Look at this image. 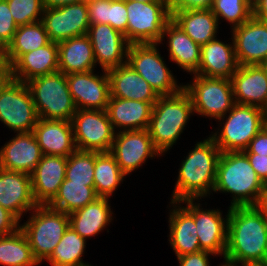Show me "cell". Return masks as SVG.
Masks as SVG:
<instances>
[{
  "label": "cell",
  "instance_id": "cell-1",
  "mask_svg": "<svg viewBox=\"0 0 267 266\" xmlns=\"http://www.w3.org/2000/svg\"><path fill=\"white\" fill-rule=\"evenodd\" d=\"M224 259L239 265L267 263V219L254 206L229 207Z\"/></svg>",
  "mask_w": 267,
  "mask_h": 266
},
{
  "label": "cell",
  "instance_id": "cell-2",
  "mask_svg": "<svg viewBox=\"0 0 267 266\" xmlns=\"http://www.w3.org/2000/svg\"><path fill=\"white\" fill-rule=\"evenodd\" d=\"M195 145L181 164L171 202L197 201L214 189L221 152L210 136Z\"/></svg>",
  "mask_w": 267,
  "mask_h": 266
},
{
  "label": "cell",
  "instance_id": "cell-3",
  "mask_svg": "<svg viewBox=\"0 0 267 266\" xmlns=\"http://www.w3.org/2000/svg\"><path fill=\"white\" fill-rule=\"evenodd\" d=\"M264 187L243 151L220 154L213 191L233 194L230 207L254 206Z\"/></svg>",
  "mask_w": 267,
  "mask_h": 266
},
{
  "label": "cell",
  "instance_id": "cell-4",
  "mask_svg": "<svg viewBox=\"0 0 267 266\" xmlns=\"http://www.w3.org/2000/svg\"><path fill=\"white\" fill-rule=\"evenodd\" d=\"M193 112L191 97L184 88L178 93L157 99L147 130L161 155L179 139Z\"/></svg>",
  "mask_w": 267,
  "mask_h": 266
},
{
  "label": "cell",
  "instance_id": "cell-5",
  "mask_svg": "<svg viewBox=\"0 0 267 266\" xmlns=\"http://www.w3.org/2000/svg\"><path fill=\"white\" fill-rule=\"evenodd\" d=\"M39 118L72 121L76 107L67 77L62 72L35 77L26 82Z\"/></svg>",
  "mask_w": 267,
  "mask_h": 266
},
{
  "label": "cell",
  "instance_id": "cell-6",
  "mask_svg": "<svg viewBox=\"0 0 267 266\" xmlns=\"http://www.w3.org/2000/svg\"><path fill=\"white\" fill-rule=\"evenodd\" d=\"M30 218L20 226L28 239L33 256L41 263L47 260L69 227V214L37 205Z\"/></svg>",
  "mask_w": 267,
  "mask_h": 266
},
{
  "label": "cell",
  "instance_id": "cell-7",
  "mask_svg": "<svg viewBox=\"0 0 267 266\" xmlns=\"http://www.w3.org/2000/svg\"><path fill=\"white\" fill-rule=\"evenodd\" d=\"M220 129L210 137L220 152L244 151L267 124V112L259 107L235 104Z\"/></svg>",
  "mask_w": 267,
  "mask_h": 266
},
{
  "label": "cell",
  "instance_id": "cell-8",
  "mask_svg": "<svg viewBox=\"0 0 267 266\" xmlns=\"http://www.w3.org/2000/svg\"><path fill=\"white\" fill-rule=\"evenodd\" d=\"M129 44L162 42L163 30L171 20L169 1H126Z\"/></svg>",
  "mask_w": 267,
  "mask_h": 266
},
{
  "label": "cell",
  "instance_id": "cell-9",
  "mask_svg": "<svg viewBox=\"0 0 267 266\" xmlns=\"http://www.w3.org/2000/svg\"><path fill=\"white\" fill-rule=\"evenodd\" d=\"M193 80L183 88L191 97L194 113L224 121L236 104L231 79L194 74Z\"/></svg>",
  "mask_w": 267,
  "mask_h": 266
},
{
  "label": "cell",
  "instance_id": "cell-10",
  "mask_svg": "<svg viewBox=\"0 0 267 266\" xmlns=\"http://www.w3.org/2000/svg\"><path fill=\"white\" fill-rule=\"evenodd\" d=\"M39 117L27 84L8 76L0 85V121L14 133L32 132Z\"/></svg>",
  "mask_w": 267,
  "mask_h": 266
},
{
  "label": "cell",
  "instance_id": "cell-11",
  "mask_svg": "<svg viewBox=\"0 0 267 266\" xmlns=\"http://www.w3.org/2000/svg\"><path fill=\"white\" fill-rule=\"evenodd\" d=\"M158 43L130 44L127 63L142 76L159 96L178 93L177 82L157 49Z\"/></svg>",
  "mask_w": 267,
  "mask_h": 266
},
{
  "label": "cell",
  "instance_id": "cell-12",
  "mask_svg": "<svg viewBox=\"0 0 267 266\" xmlns=\"http://www.w3.org/2000/svg\"><path fill=\"white\" fill-rule=\"evenodd\" d=\"M71 122L77 150L110 152L116 132L106 110L77 109Z\"/></svg>",
  "mask_w": 267,
  "mask_h": 266
},
{
  "label": "cell",
  "instance_id": "cell-13",
  "mask_svg": "<svg viewBox=\"0 0 267 266\" xmlns=\"http://www.w3.org/2000/svg\"><path fill=\"white\" fill-rule=\"evenodd\" d=\"M41 21L52 42L86 35L90 26L87 2L46 8Z\"/></svg>",
  "mask_w": 267,
  "mask_h": 266
},
{
  "label": "cell",
  "instance_id": "cell-14",
  "mask_svg": "<svg viewBox=\"0 0 267 266\" xmlns=\"http://www.w3.org/2000/svg\"><path fill=\"white\" fill-rule=\"evenodd\" d=\"M110 153L127 176L147 160L161 155L147 129L116 131Z\"/></svg>",
  "mask_w": 267,
  "mask_h": 266
},
{
  "label": "cell",
  "instance_id": "cell-15",
  "mask_svg": "<svg viewBox=\"0 0 267 266\" xmlns=\"http://www.w3.org/2000/svg\"><path fill=\"white\" fill-rule=\"evenodd\" d=\"M185 208L194 216L197 237L202 251H208L215 255L225 256L227 247L228 215L222 218L221 212L217 210H206L200 208V203L195 200H182Z\"/></svg>",
  "mask_w": 267,
  "mask_h": 266
},
{
  "label": "cell",
  "instance_id": "cell-16",
  "mask_svg": "<svg viewBox=\"0 0 267 266\" xmlns=\"http://www.w3.org/2000/svg\"><path fill=\"white\" fill-rule=\"evenodd\" d=\"M68 88L76 109L106 110L110 97V80L107 71L103 75L94 70L66 74Z\"/></svg>",
  "mask_w": 267,
  "mask_h": 266
},
{
  "label": "cell",
  "instance_id": "cell-17",
  "mask_svg": "<svg viewBox=\"0 0 267 266\" xmlns=\"http://www.w3.org/2000/svg\"><path fill=\"white\" fill-rule=\"evenodd\" d=\"M232 38L239 65H262L267 61V24L251 17L232 28Z\"/></svg>",
  "mask_w": 267,
  "mask_h": 266
},
{
  "label": "cell",
  "instance_id": "cell-18",
  "mask_svg": "<svg viewBox=\"0 0 267 266\" xmlns=\"http://www.w3.org/2000/svg\"><path fill=\"white\" fill-rule=\"evenodd\" d=\"M87 35L91 40L96 64H100L102 72L127 63L130 44L124 34L109 24H95L89 26Z\"/></svg>",
  "mask_w": 267,
  "mask_h": 266
},
{
  "label": "cell",
  "instance_id": "cell-19",
  "mask_svg": "<svg viewBox=\"0 0 267 266\" xmlns=\"http://www.w3.org/2000/svg\"><path fill=\"white\" fill-rule=\"evenodd\" d=\"M231 83L236 104L259 107L267 112V71L262 65H239Z\"/></svg>",
  "mask_w": 267,
  "mask_h": 266
},
{
  "label": "cell",
  "instance_id": "cell-20",
  "mask_svg": "<svg viewBox=\"0 0 267 266\" xmlns=\"http://www.w3.org/2000/svg\"><path fill=\"white\" fill-rule=\"evenodd\" d=\"M42 156L33 132L16 133L0 149V168L31 175Z\"/></svg>",
  "mask_w": 267,
  "mask_h": 266
},
{
  "label": "cell",
  "instance_id": "cell-21",
  "mask_svg": "<svg viewBox=\"0 0 267 266\" xmlns=\"http://www.w3.org/2000/svg\"><path fill=\"white\" fill-rule=\"evenodd\" d=\"M0 205L20 221L23 213L33 210L37 203L32 194L31 175L0 168Z\"/></svg>",
  "mask_w": 267,
  "mask_h": 266
},
{
  "label": "cell",
  "instance_id": "cell-22",
  "mask_svg": "<svg viewBox=\"0 0 267 266\" xmlns=\"http://www.w3.org/2000/svg\"><path fill=\"white\" fill-rule=\"evenodd\" d=\"M67 157L43 155L31 173L32 194L37 205H48L65 179Z\"/></svg>",
  "mask_w": 267,
  "mask_h": 266
},
{
  "label": "cell",
  "instance_id": "cell-23",
  "mask_svg": "<svg viewBox=\"0 0 267 266\" xmlns=\"http://www.w3.org/2000/svg\"><path fill=\"white\" fill-rule=\"evenodd\" d=\"M32 132L43 155L69 157L76 150L71 121L39 118Z\"/></svg>",
  "mask_w": 267,
  "mask_h": 266
},
{
  "label": "cell",
  "instance_id": "cell-24",
  "mask_svg": "<svg viewBox=\"0 0 267 266\" xmlns=\"http://www.w3.org/2000/svg\"><path fill=\"white\" fill-rule=\"evenodd\" d=\"M58 43L47 45L23 54L10 68L9 76L21 82L58 72Z\"/></svg>",
  "mask_w": 267,
  "mask_h": 266
},
{
  "label": "cell",
  "instance_id": "cell-25",
  "mask_svg": "<svg viewBox=\"0 0 267 266\" xmlns=\"http://www.w3.org/2000/svg\"><path fill=\"white\" fill-rule=\"evenodd\" d=\"M110 97L155 103L160 97L128 63L107 71Z\"/></svg>",
  "mask_w": 267,
  "mask_h": 266
},
{
  "label": "cell",
  "instance_id": "cell-26",
  "mask_svg": "<svg viewBox=\"0 0 267 266\" xmlns=\"http://www.w3.org/2000/svg\"><path fill=\"white\" fill-rule=\"evenodd\" d=\"M238 66L233 38L232 45L215 38L201 45V60L195 75L231 79Z\"/></svg>",
  "mask_w": 267,
  "mask_h": 266
},
{
  "label": "cell",
  "instance_id": "cell-27",
  "mask_svg": "<svg viewBox=\"0 0 267 266\" xmlns=\"http://www.w3.org/2000/svg\"><path fill=\"white\" fill-rule=\"evenodd\" d=\"M154 104L109 97L106 111L114 131L116 128L120 131L148 129Z\"/></svg>",
  "mask_w": 267,
  "mask_h": 266
},
{
  "label": "cell",
  "instance_id": "cell-28",
  "mask_svg": "<svg viewBox=\"0 0 267 266\" xmlns=\"http://www.w3.org/2000/svg\"><path fill=\"white\" fill-rule=\"evenodd\" d=\"M96 60L89 36H77L58 42L59 72L66 74L94 70Z\"/></svg>",
  "mask_w": 267,
  "mask_h": 266
},
{
  "label": "cell",
  "instance_id": "cell-29",
  "mask_svg": "<svg viewBox=\"0 0 267 266\" xmlns=\"http://www.w3.org/2000/svg\"><path fill=\"white\" fill-rule=\"evenodd\" d=\"M170 203L174 204V208L170 211L169 217V242L176 256L180 257L202 251L197 237L194 216L184 206H178L177 202Z\"/></svg>",
  "mask_w": 267,
  "mask_h": 266
},
{
  "label": "cell",
  "instance_id": "cell-30",
  "mask_svg": "<svg viewBox=\"0 0 267 266\" xmlns=\"http://www.w3.org/2000/svg\"><path fill=\"white\" fill-rule=\"evenodd\" d=\"M168 37L169 56L184 71L195 74L201 60V45L194 42L177 24L170 20L163 30Z\"/></svg>",
  "mask_w": 267,
  "mask_h": 266
},
{
  "label": "cell",
  "instance_id": "cell-31",
  "mask_svg": "<svg viewBox=\"0 0 267 266\" xmlns=\"http://www.w3.org/2000/svg\"><path fill=\"white\" fill-rule=\"evenodd\" d=\"M109 200L98 197L85 207L69 214V226L85 240L97 235L111 221L113 213Z\"/></svg>",
  "mask_w": 267,
  "mask_h": 266
},
{
  "label": "cell",
  "instance_id": "cell-32",
  "mask_svg": "<svg viewBox=\"0 0 267 266\" xmlns=\"http://www.w3.org/2000/svg\"><path fill=\"white\" fill-rule=\"evenodd\" d=\"M170 12L171 20L199 45L216 38L219 22L211 9Z\"/></svg>",
  "mask_w": 267,
  "mask_h": 266
},
{
  "label": "cell",
  "instance_id": "cell-33",
  "mask_svg": "<svg viewBox=\"0 0 267 266\" xmlns=\"http://www.w3.org/2000/svg\"><path fill=\"white\" fill-rule=\"evenodd\" d=\"M50 42L42 21L19 26L13 40L3 51L4 60L10 68L23 54L43 47Z\"/></svg>",
  "mask_w": 267,
  "mask_h": 266
},
{
  "label": "cell",
  "instance_id": "cell-34",
  "mask_svg": "<svg viewBox=\"0 0 267 266\" xmlns=\"http://www.w3.org/2000/svg\"><path fill=\"white\" fill-rule=\"evenodd\" d=\"M98 196L95 187L87 183L72 182L64 179L54 199L48 204L52 209L70 214L93 202Z\"/></svg>",
  "mask_w": 267,
  "mask_h": 266
},
{
  "label": "cell",
  "instance_id": "cell-35",
  "mask_svg": "<svg viewBox=\"0 0 267 266\" xmlns=\"http://www.w3.org/2000/svg\"><path fill=\"white\" fill-rule=\"evenodd\" d=\"M125 176L110 152H95L94 187L98 197L111 196Z\"/></svg>",
  "mask_w": 267,
  "mask_h": 266
},
{
  "label": "cell",
  "instance_id": "cell-36",
  "mask_svg": "<svg viewBox=\"0 0 267 266\" xmlns=\"http://www.w3.org/2000/svg\"><path fill=\"white\" fill-rule=\"evenodd\" d=\"M38 264L28 239L21 229L6 236H0V265L36 266Z\"/></svg>",
  "mask_w": 267,
  "mask_h": 266
},
{
  "label": "cell",
  "instance_id": "cell-37",
  "mask_svg": "<svg viewBox=\"0 0 267 266\" xmlns=\"http://www.w3.org/2000/svg\"><path fill=\"white\" fill-rule=\"evenodd\" d=\"M85 244L86 240L69 226L46 261L51 266H90L81 258L84 254Z\"/></svg>",
  "mask_w": 267,
  "mask_h": 266
},
{
  "label": "cell",
  "instance_id": "cell-38",
  "mask_svg": "<svg viewBox=\"0 0 267 266\" xmlns=\"http://www.w3.org/2000/svg\"><path fill=\"white\" fill-rule=\"evenodd\" d=\"M95 151L75 150L67 157L65 179L94 187Z\"/></svg>",
  "mask_w": 267,
  "mask_h": 266
},
{
  "label": "cell",
  "instance_id": "cell-39",
  "mask_svg": "<svg viewBox=\"0 0 267 266\" xmlns=\"http://www.w3.org/2000/svg\"><path fill=\"white\" fill-rule=\"evenodd\" d=\"M219 21L227 20L237 27L253 16V5L249 0H215L211 9Z\"/></svg>",
  "mask_w": 267,
  "mask_h": 266
},
{
  "label": "cell",
  "instance_id": "cell-40",
  "mask_svg": "<svg viewBox=\"0 0 267 266\" xmlns=\"http://www.w3.org/2000/svg\"><path fill=\"white\" fill-rule=\"evenodd\" d=\"M7 3L18 27L42 20L45 10L42 0H7Z\"/></svg>",
  "mask_w": 267,
  "mask_h": 266
},
{
  "label": "cell",
  "instance_id": "cell-41",
  "mask_svg": "<svg viewBox=\"0 0 267 266\" xmlns=\"http://www.w3.org/2000/svg\"><path fill=\"white\" fill-rule=\"evenodd\" d=\"M15 23L10 12L7 0H0V50L4 51L11 43L14 33L17 31Z\"/></svg>",
  "mask_w": 267,
  "mask_h": 266
},
{
  "label": "cell",
  "instance_id": "cell-42",
  "mask_svg": "<svg viewBox=\"0 0 267 266\" xmlns=\"http://www.w3.org/2000/svg\"><path fill=\"white\" fill-rule=\"evenodd\" d=\"M127 9L125 0H109V25L125 35L127 40Z\"/></svg>",
  "mask_w": 267,
  "mask_h": 266
},
{
  "label": "cell",
  "instance_id": "cell-43",
  "mask_svg": "<svg viewBox=\"0 0 267 266\" xmlns=\"http://www.w3.org/2000/svg\"><path fill=\"white\" fill-rule=\"evenodd\" d=\"M89 24H109V0H91L87 2Z\"/></svg>",
  "mask_w": 267,
  "mask_h": 266
},
{
  "label": "cell",
  "instance_id": "cell-44",
  "mask_svg": "<svg viewBox=\"0 0 267 266\" xmlns=\"http://www.w3.org/2000/svg\"><path fill=\"white\" fill-rule=\"evenodd\" d=\"M170 11L212 9L215 0H168Z\"/></svg>",
  "mask_w": 267,
  "mask_h": 266
},
{
  "label": "cell",
  "instance_id": "cell-45",
  "mask_svg": "<svg viewBox=\"0 0 267 266\" xmlns=\"http://www.w3.org/2000/svg\"><path fill=\"white\" fill-rule=\"evenodd\" d=\"M20 220L0 205V236H6L20 229Z\"/></svg>",
  "mask_w": 267,
  "mask_h": 266
},
{
  "label": "cell",
  "instance_id": "cell-46",
  "mask_svg": "<svg viewBox=\"0 0 267 266\" xmlns=\"http://www.w3.org/2000/svg\"><path fill=\"white\" fill-rule=\"evenodd\" d=\"M244 153H256L267 156V124L252 138Z\"/></svg>",
  "mask_w": 267,
  "mask_h": 266
},
{
  "label": "cell",
  "instance_id": "cell-47",
  "mask_svg": "<svg viewBox=\"0 0 267 266\" xmlns=\"http://www.w3.org/2000/svg\"><path fill=\"white\" fill-rule=\"evenodd\" d=\"M209 255H214L208 251H200L197 253L185 254L177 257L179 266H209Z\"/></svg>",
  "mask_w": 267,
  "mask_h": 266
},
{
  "label": "cell",
  "instance_id": "cell-48",
  "mask_svg": "<svg viewBox=\"0 0 267 266\" xmlns=\"http://www.w3.org/2000/svg\"><path fill=\"white\" fill-rule=\"evenodd\" d=\"M258 177L264 184H267V156L256 153H245Z\"/></svg>",
  "mask_w": 267,
  "mask_h": 266
},
{
  "label": "cell",
  "instance_id": "cell-49",
  "mask_svg": "<svg viewBox=\"0 0 267 266\" xmlns=\"http://www.w3.org/2000/svg\"><path fill=\"white\" fill-rule=\"evenodd\" d=\"M252 5L253 17L267 24V0H255Z\"/></svg>",
  "mask_w": 267,
  "mask_h": 266
},
{
  "label": "cell",
  "instance_id": "cell-50",
  "mask_svg": "<svg viewBox=\"0 0 267 266\" xmlns=\"http://www.w3.org/2000/svg\"><path fill=\"white\" fill-rule=\"evenodd\" d=\"M254 207L267 219V184H265Z\"/></svg>",
  "mask_w": 267,
  "mask_h": 266
},
{
  "label": "cell",
  "instance_id": "cell-51",
  "mask_svg": "<svg viewBox=\"0 0 267 266\" xmlns=\"http://www.w3.org/2000/svg\"><path fill=\"white\" fill-rule=\"evenodd\" d=\"M81 0H42L44 8H55L63 5L80 2Z\"/></svg>",
  "mask_w": 267,
  "mask_h": 266
},
{
  "label": "cell",
  "instance_id": "cell-52",
  "mask_svg": "<svg viewBox=\"0 0 267 266\" xmlns=\"http://www.w3.org/2000/svg\"><path fill=\"white\" fill-rule=\"evenodd\" d=\"M8 76H9L8 65L4 60L3 53H0V85L6 80Z\"/></svg>",
  "mask_w": 267,
  "mask_h": 266
},
{
  "label": "cell",
  "instance_id": "cell-53",
  "mask_svg": "<svg viewBox=\"0 0 267 266\" xmlns=\"http://www.w3.org/2000/svg\"><path fill=\"white\" fill-rule=\"evenodd\" d=\"M224 260H225V264H222L221 266H239L235 262L229 261L227 259H224ZM240 266H245V265L241 264Z\"/></svg>",
  "mask_w": 267,
  "mask_h": 266
},
{
  "label": "cell",
  "instance_id": "cell-54",
  "mask_svg": "<svg viewBox=\"0 0 267 266\" xmlns=\"http://www.w3.org/2000/svg\"><path fill=\"white\" fill-rule=\"evenodd\" d=\"M125 1L153 2V1H168V0H125Z\"/></svg>",
  "mask_w": 267,
  "mask_h": 266
},
{
  "label": "cell",
  "instance_id": "cell-55",
  "mask_svg": "<svg viewBox=\"0 0 267 266\" xmlns=\"http://www.w3.org/2000/svg\"><path fill=\"white\" fill-rule=\"evenodd\" d=\"M245 266H267V263L245 264Z\"/></svg>",
  "mask_w": 267,
  "mask_h": 266
},
{
  "label": "cell",
  "instance_id": "cell-56",
  "mask_svg": "<svg viewBox=\"0 0 267 266\" xmlns=\"http://www.w3.org/2000/svg\"><path fill=\"white\" fill-rule=\"evenodd\" d=\"M262 66L266 69V71H267V61H265L263 64H262Z\"/></svg>",
  "mask_w": 267,
  "mask_h": 266
},
{
  "label": "cell",
  "instance_id": "cell-57",
  "mask_svg": "<svg viewBox=\"0 0 267 266\" xmlns=\"http://www.w3.org/2000/svg\"><path fill=\"white\" fill-rule=\"evenodd\" d=\"M81 1H83V2H89V1H91V0H81Z\"/></svg>",
  "mask_w": 267,
  "mask_h": 266
}]
</instances>
